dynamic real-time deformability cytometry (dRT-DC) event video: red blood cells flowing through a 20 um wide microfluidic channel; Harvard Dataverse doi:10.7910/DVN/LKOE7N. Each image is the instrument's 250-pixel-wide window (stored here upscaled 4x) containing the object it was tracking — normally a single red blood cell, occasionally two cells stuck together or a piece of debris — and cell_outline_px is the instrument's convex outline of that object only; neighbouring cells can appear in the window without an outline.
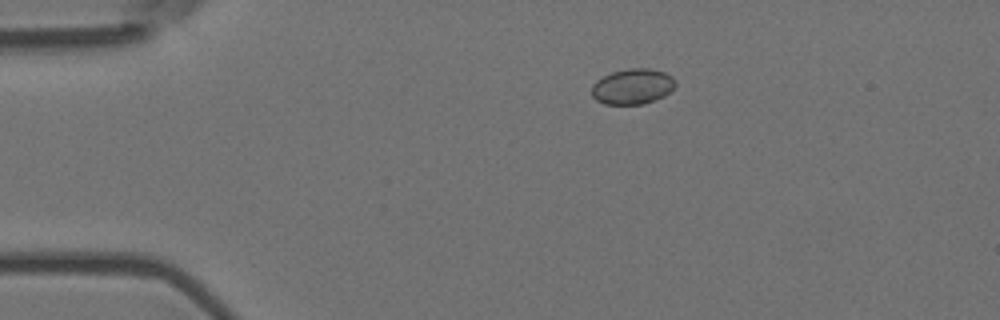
{"species": "Egyptian fruit bat (a non-hibernating species)", "species_latin": "Rousettus aegyptiacus", "temperature_condition": "room temperature", "stored_images_in_passage": 45, "camera_frame_rate_fps": 3000, "um_per_image_px": 0.085, "animal": {"sex": "female"}, "frame": {"image": 1, "passage_image": 1, "time_ms": 0.0, "image_size_px": [1000, 320], "cell_outline_px": [[676, 84], [664, 96], [644, 104], [604, 104], [596, 100], [592, 96], [592, 84], [596, 80], [612, 72], [628, 68], [648, 68], [664, 72], [672, 76], [676, 80]], "centroid_in_image_um": [53.76, 7.35], "position_along_channel_um": 31.2, "area_um2": 17.34}}
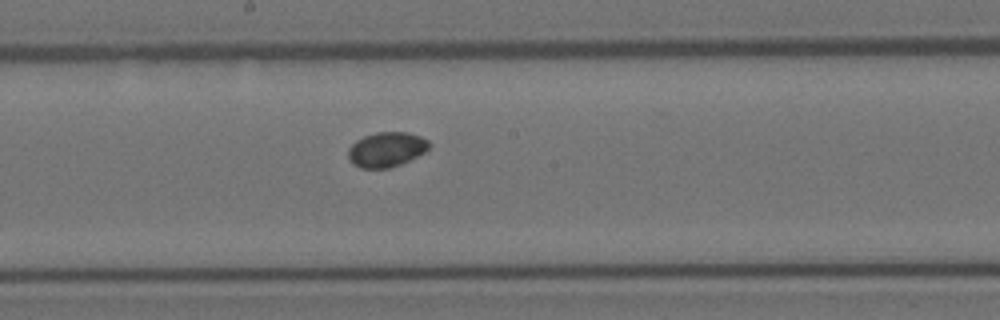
{"frame": {"image": 2, "passage_image": 20, "time_ms": 6.333, "image_size_px": [1000, 320], "cell_outline_px": [[432, 144], [424, 152], [400, 164], [388, 168], [360, 168], [352, 164], [348, 156], [348, 148], [356, 140], [364, 136], [376, 132], [408, 132], [420, 136], [428, 140]], "centroid_in_image_um": [32.83, 12.7], "position_along_channel_um": 215.4, "area_um2": 16.42}}
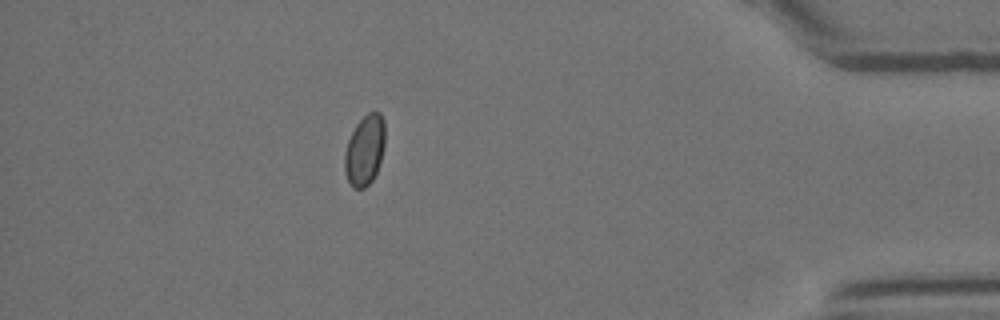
{"frame": {"image": 3, "passage_image": 39, "time_ms": 12.667, "image_size_px": [1000, 320], "cell_outline_px": [[384, 148], [376, 172], [372, 180], [364, 188], [352, 188], [348, 180], [344, 168], [344, 152], [348, 140], [356, 124], [368, 112], [380, 112], [384, 120]], "centroid_in_image_um": [30.99, 12.75], "position_along_channel_um": 404.2, "area_um2": 16.47}}